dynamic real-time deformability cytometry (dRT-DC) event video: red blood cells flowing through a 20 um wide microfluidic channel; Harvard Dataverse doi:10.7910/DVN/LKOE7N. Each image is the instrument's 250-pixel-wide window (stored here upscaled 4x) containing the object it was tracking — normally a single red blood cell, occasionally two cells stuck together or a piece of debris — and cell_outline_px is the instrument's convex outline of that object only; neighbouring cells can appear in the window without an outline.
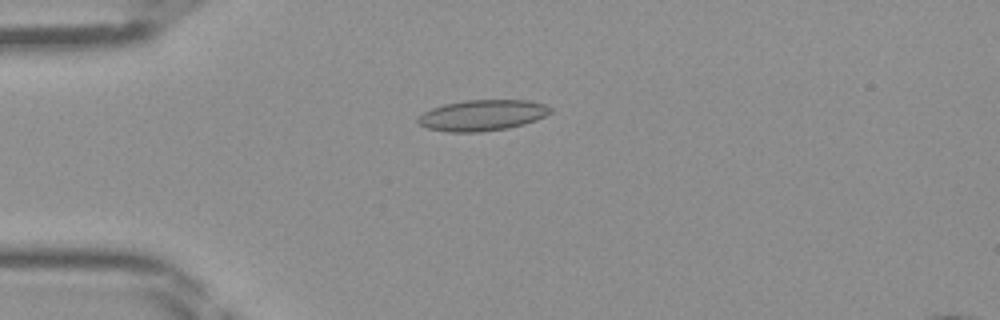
{"species": "Egyptian fruit bat (a non-hibernating species)", "species_latin": "Rousettus aegyptiacus", "temperature_condition": "room temperature", "stored_images_in_passage": 46, "camera_frame_rate_fps": 3000, "um_per_image_px": 0.085, "frame": {"image": 1, "passage_image": 12, "time_ms": 3.667, "image_size_px": [1000, 320], "cell_outline_px": [[552, 112], [536, 120], [524, 124], [508, 128], [480, 132], [448, 132], [428, 128], [420, 124], [416, 120], [424, 112], [432, 108], [444, 104], [464, 100], [528, 100], [544, 104], [552, 108]], "centroid_in_image_um": [41.01, 9.79], "position_along_channel_um": 44.0, "area_um2": 23.81}}
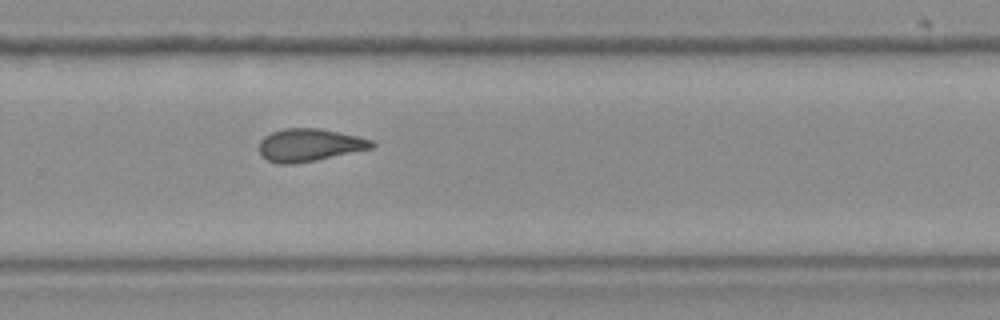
{"frame": {"image": 2, "passage_image": 31, "time_ms": 10.0, "image_size_px": [1000, 320], "cell_outline_px": [[376, 144], [372, 148], [316, 160], [296, 164], [276, 164], [260, 156], [260, 140], [264, 136], [272, 132], [284, 128], [320, 128], [356, 136], [372, 140]], "centroid_in_image_um": [26.27, 12.33], "position_along_channel_um": 303.5, "area_um2": 21.44}}
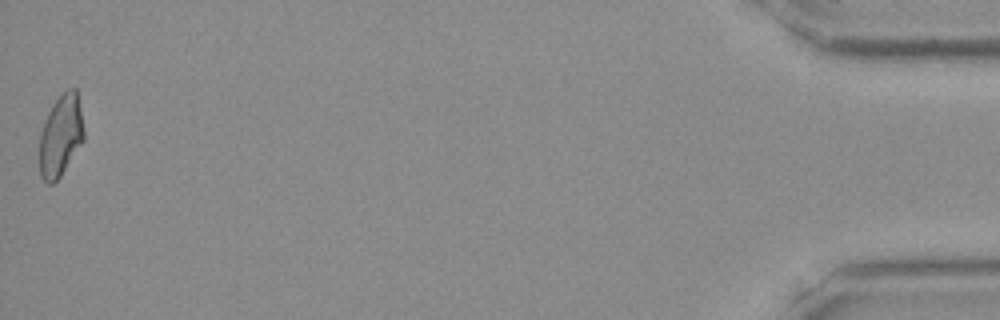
{"frame": {"image": 3, "passage_image": 46, "time_ms": 15.0, "image_size_px": [1000, 320], "cell_outline_px": [[84, 140], [60, 176], [52, 184], [48, 184], [40, 176], [40, 132], [44, 120], [52, 104], [68, 88], [76, 88], [84, 128]], "centroid_in_image_um": [5.16, 11.52], "position_along_channel_um": 430.0, "area_um2": 20.98}}